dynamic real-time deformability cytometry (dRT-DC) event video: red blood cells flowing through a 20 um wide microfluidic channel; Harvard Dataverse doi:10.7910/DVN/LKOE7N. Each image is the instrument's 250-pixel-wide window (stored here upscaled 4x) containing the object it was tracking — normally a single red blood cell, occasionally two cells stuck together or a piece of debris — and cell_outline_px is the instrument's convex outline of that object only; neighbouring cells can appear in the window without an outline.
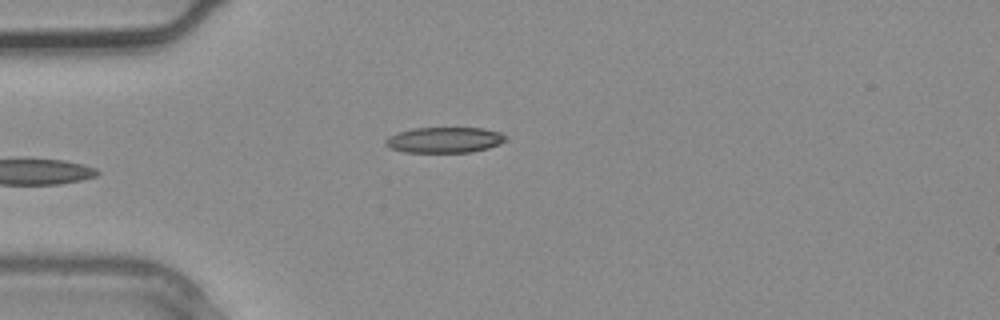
{"species": "common noctule bat (a hibernating species)", "species_latin": "Nyctalus noctula", "temperature_condition": "warm", "stored_images_in_passage": 3, "camera_frame_rate_fps": 3000, "um_per_image_px": 0.085, "animal": {"sex": "male", "body_mass_g": 20.4}, "frame": {"image": 1, "passage_image": 3, "time_ms": 0.667, "image_size_px": [1000, 320], "cell_outline_px": [[508, 136], [500, 144], [488, 148], [472, 152], [404, 152], [392, 148], [384, 144], [384, 140], [388, 136], [396, 132], [412, 128], [484, 128], [500, 132]], "centroid_in_image_um": [37.77, 11.89], "position_along_channel_um": 47.2, "area_um2": 18.09}}